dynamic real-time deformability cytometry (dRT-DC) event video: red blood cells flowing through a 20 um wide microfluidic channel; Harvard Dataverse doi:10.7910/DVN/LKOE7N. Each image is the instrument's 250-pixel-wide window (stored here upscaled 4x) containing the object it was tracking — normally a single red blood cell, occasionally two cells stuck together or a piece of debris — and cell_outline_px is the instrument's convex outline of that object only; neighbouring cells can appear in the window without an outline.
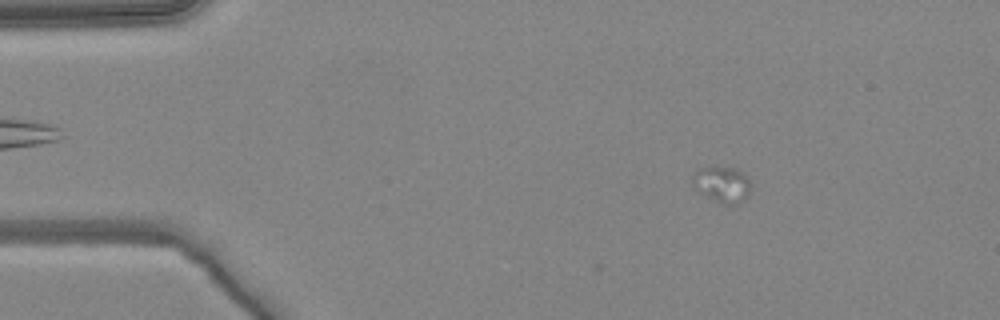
{"species": "common noctule bat (a hibernating species)", "species_latin": "Nyctalus noctula", "temperature_condition": "warm", "stored_images_in_passage": 4, "camera_frame_rate_fps": 3000, "um_per_image_px": 0.085, "animal": {"sex": "female", "body_mass_g": 24.6, "forearm_length_mm": 56.2}, "frame": {"image": 1, "passage_image": 1, "time_ms": 0.0, "image_size_px": [1000, 320], "cell_outline_px": [[752, 188], [736, 204], [720, 204], [700, 192], [692, 184], [692, 176], [700, 168], [732, 168], [748, 176]], "centroid_in_image_um": [61.37, 15.68], "position_along_channel_um": 23.6, "area_um2": 11.79}}